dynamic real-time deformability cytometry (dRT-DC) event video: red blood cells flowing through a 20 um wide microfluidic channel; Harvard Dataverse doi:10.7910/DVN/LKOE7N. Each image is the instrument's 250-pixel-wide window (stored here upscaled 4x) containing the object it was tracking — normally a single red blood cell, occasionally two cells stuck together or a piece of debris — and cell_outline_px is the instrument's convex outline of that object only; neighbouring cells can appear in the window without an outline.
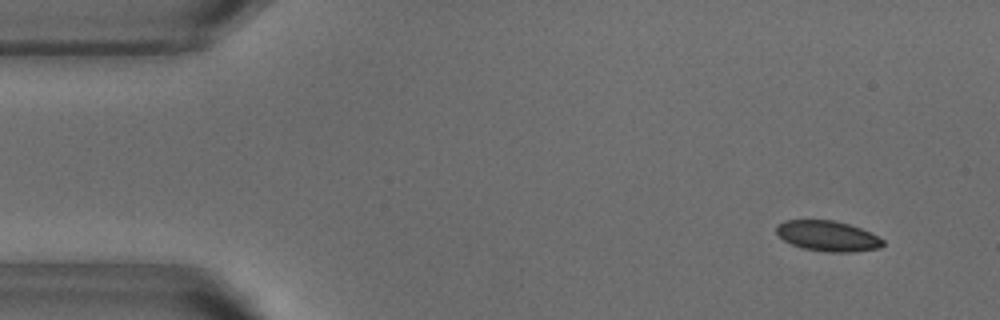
{"species": "common noctule bat (a hibernating species)", "species_latin": "Nyctalus noctula", "temperature_condition": "warm", "stored_images_in_passage": 52, "camera_frame_rate_fps": 3000, "um_per_image_px": 0.085, "animal": {"sex": "male", "body_mass_g": 18.8}, "frame": {"image": 1, "passage_image": 4, "time_ms": 1.0, "image_size_px": [1000, 320], "cell_outline_px": [[884, 244], [880, 248], [852, 252], [828, 252], [804, 248], [792, 244], [784, 240], [776, 232], [776, 224], [784, 220], [832, 220], [848, 224], [860, 228], [880, 236], [884, 240]], "centroid_in_image_um": [70.37, 20.05], "position_along_channel_um": 14.6, "area_um2": 18.9}}
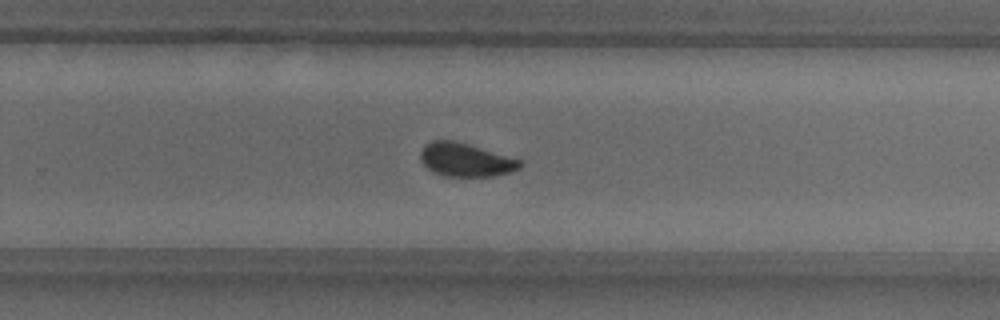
{"frame": {"image": 2, "passage_image": 33, "time_ms": 10.667, "image_size_px": [1000, 320], "cell_outline_px": [[524, 164], [520, 168], [512, 172], [492, 176], [444, 176], [432, 172], [420, 160], [420, 152], [424, 144], [432, 140], [452, 140], [468, 144], [524, 160]], "centroid_in_image_um": [39.6, 13.58], "position_along_channel_um": 290.2, "area_um2": 19.65}}
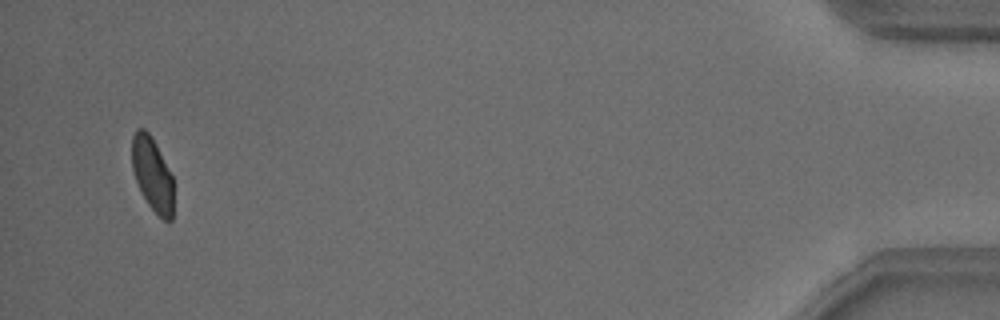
{"frame": {"image": 3, "passage_image": 50, "time_ms": 16.333, "image_size_px": [1000, 320], "cell_outline_px": [[172, 220], [164, 220], [148, 204], [136, 180], [132, 168], [132, 136], [136, 128], [144, 128], [148, 132], [156, 144], [172, 176]], "centroid_in_image_um": [12.93, 14.76], "position_along_channel_um": 422.3, "area_um2": 17.46}, "authors_computed_cell_mechanics": {"area_um2": 19.6231, "velocity_mm_per_s": 3.8267, "shape_relaxation_time_tau1_ms": 3.7687, "shape_relaxation_time_tau2_ms": 0.6351, "deformation_change_tau1": 0.1014, "deformation_change_tau2": 0.0518}}